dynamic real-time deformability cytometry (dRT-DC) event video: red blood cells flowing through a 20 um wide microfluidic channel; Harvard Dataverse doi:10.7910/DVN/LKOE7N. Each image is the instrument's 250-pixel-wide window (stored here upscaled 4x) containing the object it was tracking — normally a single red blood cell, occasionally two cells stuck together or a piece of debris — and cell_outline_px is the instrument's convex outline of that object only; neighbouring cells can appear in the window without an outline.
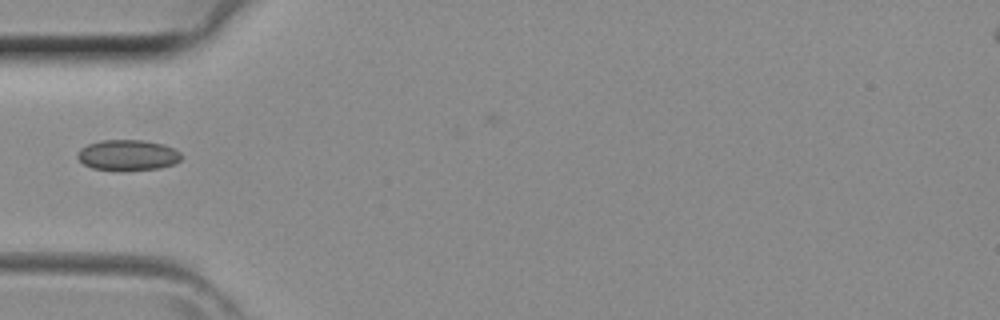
{"species": "common noctule bat (a hibernating species)", "species_latin": "Nyctalus noctula", "temperature_condition": "room temperature", "stored_images_in_passage": 13, "camera_frame_rate_fps": 3000, "um_per_image_px": 0.085, "animal": {"sex": "female", "body_mass_g": 29.2, "forearm_length_mm": 56.3}, "frame": {"image": 1, "passage_image": 1, "time_ms": 0.0, "image_size_px": [1000, 320], "cell_outline_px": [[184, 156], [180, 160], [172, 164], [160, 168], [92, 168], [84, 164], [76, 156], [76, 152], [80, 148], [88, 144], [100, 140], [144, 140], [164, 144], [180, 152]], "centroid_in_image_um": [10.86, 13.13], "position_along_channel_um": 74.1, "area_um2": 18.03}}
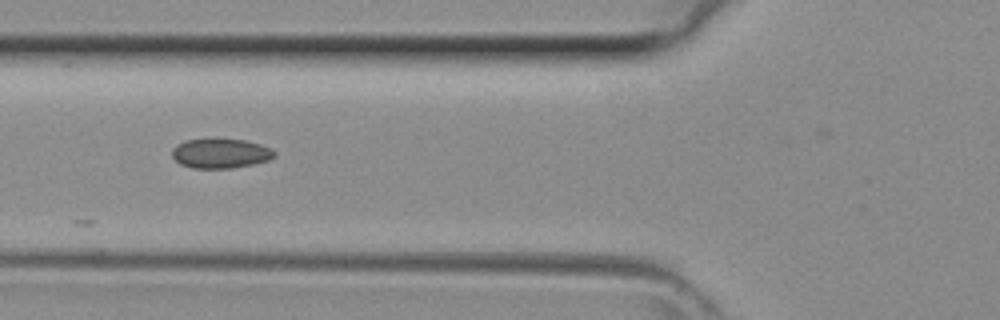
{"frame": {"image": 2, "passage_image": 3, "time_ms": 0.667, "image_size_px": [1000, 320], "cell_outline_px": [[276, 156], [268, 160], [252, 164], [232, 168], [192, 168], [180, 164], [172, 156], [172, 148], [176, 144], [184, 140], [212, 136], [216, 136], [244, 140], [260, 144], [276, 152]], "centroid_in_image_um": [18.69, 12.99], "position_along_channel_um": 107.1, "area_um2": 18.32}}
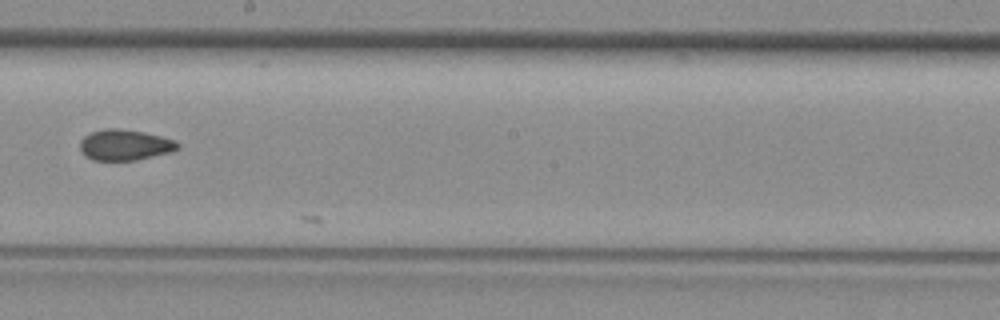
{"frame": {"image": 3, "passage_image": 11, "time_ms": 3.333, "image_size_px": [1000, 320], "cell_outline_px": [[180, 148], [168, 152], [136, 160], [92, 160], [84, 156], [80, 148], [80, 140], [84, 136], [92, 132], [104, 128], [120, 128], [144, 132], [176, 140], [180, 144]], "centroid_in_image_um": [10.59, 12.31], "position_along_channel_um": 237.6, "area_um2": 17.57}}